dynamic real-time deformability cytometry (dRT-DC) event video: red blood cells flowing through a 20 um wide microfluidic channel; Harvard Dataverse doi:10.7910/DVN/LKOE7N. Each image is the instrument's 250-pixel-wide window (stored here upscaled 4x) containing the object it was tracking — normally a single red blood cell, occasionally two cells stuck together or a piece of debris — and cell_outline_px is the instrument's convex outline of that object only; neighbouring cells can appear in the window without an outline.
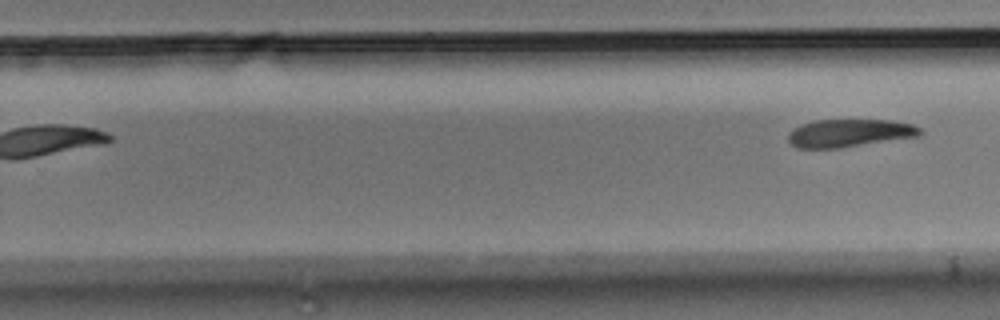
{"species": "Egyptian fruit bat (a non-hibernating species)", "species_latin": "Rousettus aegyptiacus", "temperature_condition": "room temperature", "stored_images_in_passage": 8, "segment_of_instrument_passage": [2, 2], "camera_frame_rate_fps": 3000, "um_per_image_px": 0.085, "animal": {"sex": "male"}, "frame": {"image": 1, "passage_image": 8, "time_ms": 2.333, "image_size_px": [1000, 320], "cell_outline_px": [[924, 132], [920, 136], [840, 148], [796, 148], [788, 140], [788, 132], [800, 124], [816, 120], [892, 120], [912, 124], [920, 128]], "centroid_in_image_um": [72.21, 11.31], "position_along_channel_um": 257.6, "area_um2": 21.56}}